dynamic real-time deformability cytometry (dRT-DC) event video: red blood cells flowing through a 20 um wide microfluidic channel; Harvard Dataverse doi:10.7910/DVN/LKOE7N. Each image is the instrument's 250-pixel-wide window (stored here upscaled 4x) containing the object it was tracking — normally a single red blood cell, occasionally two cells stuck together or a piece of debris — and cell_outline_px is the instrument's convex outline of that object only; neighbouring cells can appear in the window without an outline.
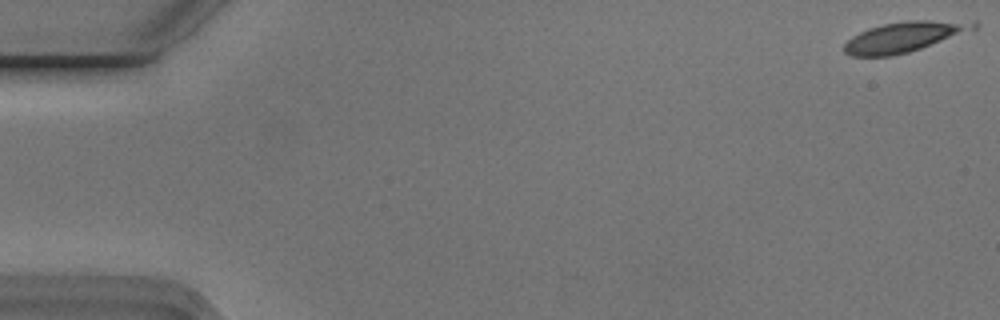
{"species": "Egyptian fruit bat (a non-hibernating species)", "species_latin": "Rousettus aegyptiacus", "temperature_condition": "cold", "stored_images_in_passage": 8, "camera_frame_rate_fps": 3000, "um_per_image_px": 0.085, "animal": {"sex": "male"}, "frame": {"image": 1, "passage_image": 1, "time_ms": 0.0, "image_size_px": [1000, 320], "cell_outline_px": [[976, 28], [920, 48], [908, 52], [892, 56], [852, 56], [844, 52], [844, 44], [852, 36], [868, 28], [884, 24], [908, 20], [976, 20]], "centroid_in_image_um": [76.84, 3.11], "position_along_channel_um": 8.2, "area_um2": 22.6}}